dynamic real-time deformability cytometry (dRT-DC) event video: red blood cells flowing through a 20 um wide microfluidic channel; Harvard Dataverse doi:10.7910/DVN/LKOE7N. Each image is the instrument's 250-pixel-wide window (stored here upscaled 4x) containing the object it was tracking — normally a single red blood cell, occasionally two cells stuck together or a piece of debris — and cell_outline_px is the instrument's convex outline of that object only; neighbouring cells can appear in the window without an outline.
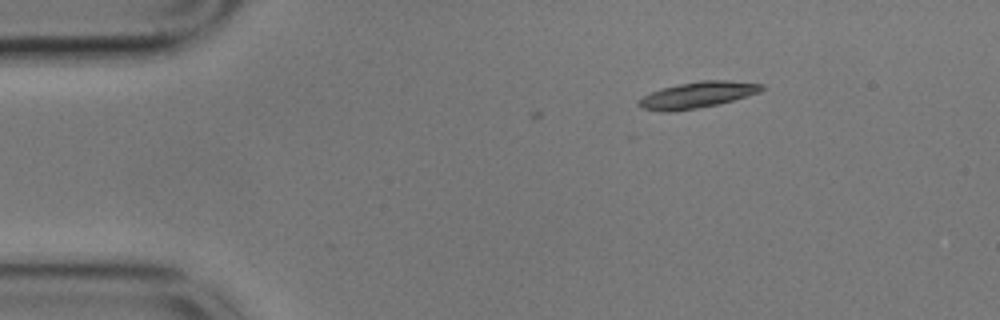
{"species": "common noctule bat (a hibernating species)", "species_latin": "Nyctalus noctula", "temperature_condition": "cold", "stored_images_in_passage": 2, "camera_frame_rate_fps": 3000, "um_per_image_px": 0.085, "animal": {"sex": "male", "body_mass_g": 17.9}, "frame": {"image": 1, "passage_image": 2, "time_ms": 0.333, "image_size_px": [1000, 320], "cell_outline_px": [[764, 88], [760, 92], [720, 104], [672, 112], [664, 112], [640, 108], [636, 104], [636, 100], [660, 88], [700, 80], [728, 80], [764, 84]], "centroid_in_image_um": [59.25, 8.07], "position_along_channel_um": 25.7, "area_um2": 18.9}}